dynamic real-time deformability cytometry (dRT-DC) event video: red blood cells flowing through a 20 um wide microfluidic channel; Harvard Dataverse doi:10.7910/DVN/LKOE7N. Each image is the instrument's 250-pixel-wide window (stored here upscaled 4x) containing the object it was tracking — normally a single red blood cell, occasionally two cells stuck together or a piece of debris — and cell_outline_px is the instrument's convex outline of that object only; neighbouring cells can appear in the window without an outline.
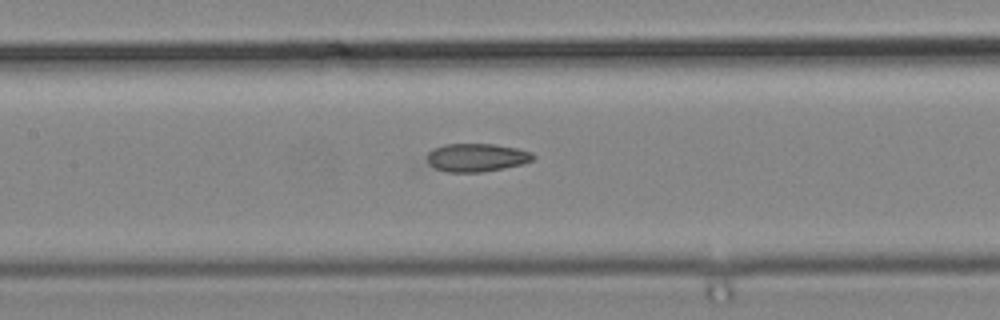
{"species": "common noctule bat (a hibernating species)", "species_latin": "Nyctalus noctula", "temperature_condition": "cold", "stored_images_in_passage": 22, "camera_frame_rate_fps": 3000, "um_per_image_px": 0.085, "animal": {"sex": "male", "body_mass_g": 19.2, "forearm_length_mm": 51.8}, "frame": {"image": 1, "passage_image": 11, "time_ms": 3.333, "image_size_px": [1000, 320], "cell_outline_px": [[536, 156], [532, 160], [520, 164], [480, 172], [448, 172], [432, 168], [428, 164], [428, 152], [432, 148], [444, 144], [492, 144], [516, 148], [532, 152]], "centroid_in_image_um": [40.45, 13.38], "position_along_channel_um": 166.9, "area_um2": 17.34}}
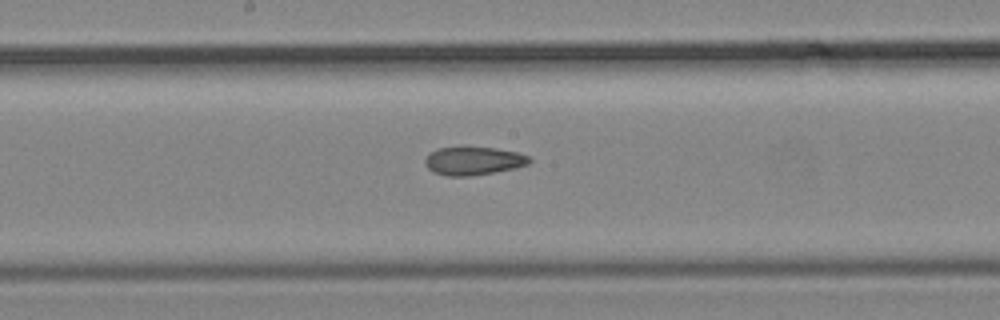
{"frame": {"image": 2, "passage_image": 14, "time_ms": 4.333, "image_size_px": [1000, 320], "cell_outline_px": [[532, 160], [528, 164], [516, 168], [472, 176], [444, 176], [432, 172], [424, 164], [424, 160], [436, 148], [460, 144], [464, 144], [496, 148], [520, 152], [528, 156]], "centroid_in_image_um": [40.22, 13.63], "position_along_channel_um": 208.0, "area_um2": 18.09}}
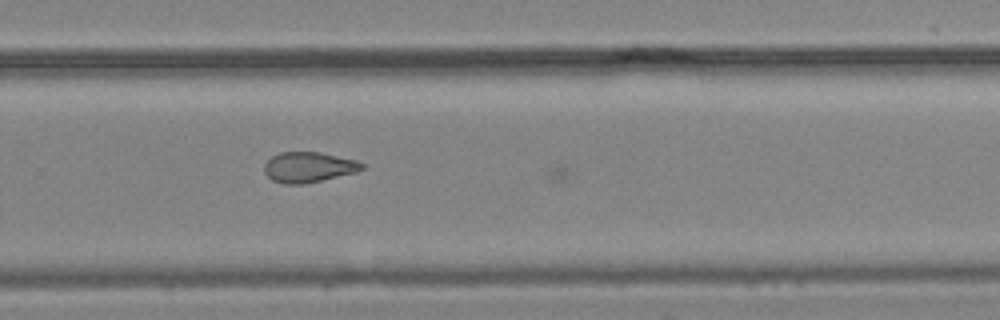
{"frame": {"image": 3, "passage_image": 21, "time_ms": 6.667, "image_size_px": [1000, 320], "cell_outline_px": [[364, 168], [356, 172], [304, 184], [284, 184], [272, 180], [264, 172], [264, 164], [272, 156], [280, 152], [320, 152], [356, 160], [364, 164]], "centroid_in_image_um": [26.21, 14.21], "position_along_channel_um": 303.6, "area_um2": 17.22}}